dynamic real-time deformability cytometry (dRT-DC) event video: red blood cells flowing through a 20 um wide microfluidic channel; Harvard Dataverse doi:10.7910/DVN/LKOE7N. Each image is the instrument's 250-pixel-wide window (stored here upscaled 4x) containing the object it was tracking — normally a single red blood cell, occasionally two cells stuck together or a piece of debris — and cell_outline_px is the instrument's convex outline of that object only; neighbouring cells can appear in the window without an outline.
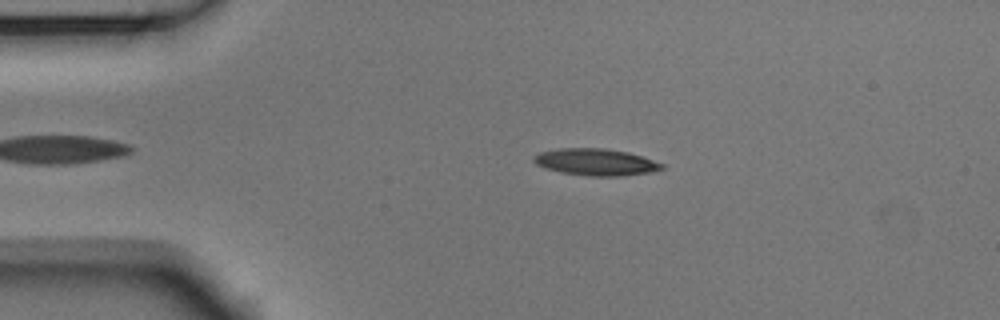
{"species": "Egyptian fruit bat (a non-hibernating species)", "species_latin": "Rousettus aegyptiacus", "temperature_condition": "room temperature", "stored_images_in_passage": 41, "camera_frame_rate_fps": 3000, "um_per_image_px": 0.085, "animal": {"sex": "male"}, "frame": {"image": 1, "passage_image": 4, "time_ms": 1.0, "image_size_px": [1000, 320], "cell_outline_px": [[664, 168], [648, 172], [620, 176], [588, 176], [560, 172], [536, 164], [532, 160], [532, 156], [540, 152], [560, 148], [604, 148], [628, 152], [664, 164]], "centroid_in_image_um": [50.6, 13.77], "position_along_channel_um": 34.4, "area_um2": 19.83}}
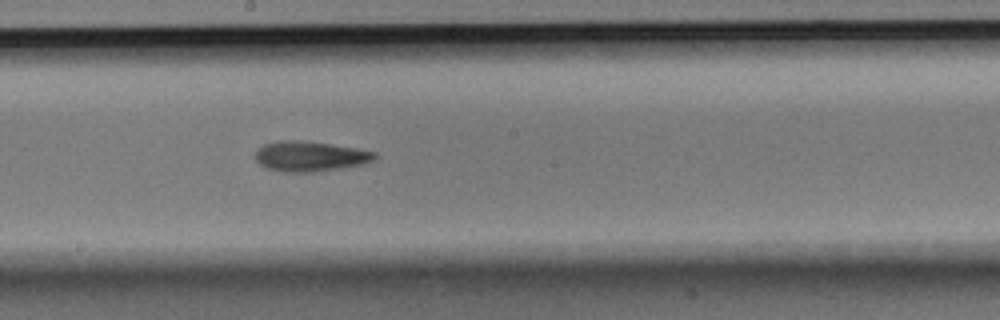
{"frame": {"image": 2, "passage_image": 22, "time_ms": 7.0, "image_size_px": [1000, 320], "cell_outline_px": [[376, 156], [372, 160], [360, 164], [312, 172], [284, 172], [268, 168], [260, 164], [256, 160], [256, 152], [264, 144], [280, 140], [296, 140], [328, 144], [356, 148], [376, 152]], "centroid_in_image_um": [26.31, 13.28], "position_along_channel_um": 221.9, "area_um2": 20.4}}
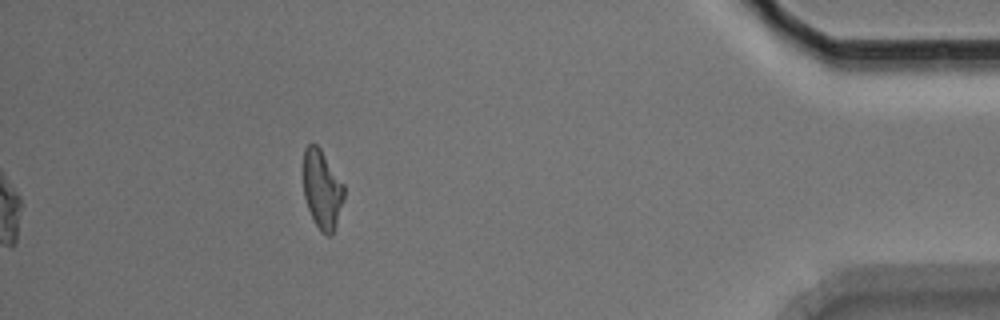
{"frame": {"image": 3, "passage_image": 41, "time_ms": 13.333, "image_size_px": [1000, 320], "cell_outline_px": [[344, 200], [332, 236], [328, 236], [316, 224], [308, 208], [304, 196], [304, 148], [308, 144], [316, 144], [320, 148], [344, 184]], "centroid_in_image_um": [27.39, 16.08], "position_along_channel_um": 407.8, "area_um2": 18.44}, "authors_computed_cell_mechanics": {"area_um2": 20.0566, "velocity_mm_per_s": 3.7574, "shape_relaxation_time_tau1_ms": 3.6423, "shape_relaxation_time_tau2_ms": 3.4928, "deformation_change_tau1": 0.1623, "deformation_change_tau2": 0.1163}}